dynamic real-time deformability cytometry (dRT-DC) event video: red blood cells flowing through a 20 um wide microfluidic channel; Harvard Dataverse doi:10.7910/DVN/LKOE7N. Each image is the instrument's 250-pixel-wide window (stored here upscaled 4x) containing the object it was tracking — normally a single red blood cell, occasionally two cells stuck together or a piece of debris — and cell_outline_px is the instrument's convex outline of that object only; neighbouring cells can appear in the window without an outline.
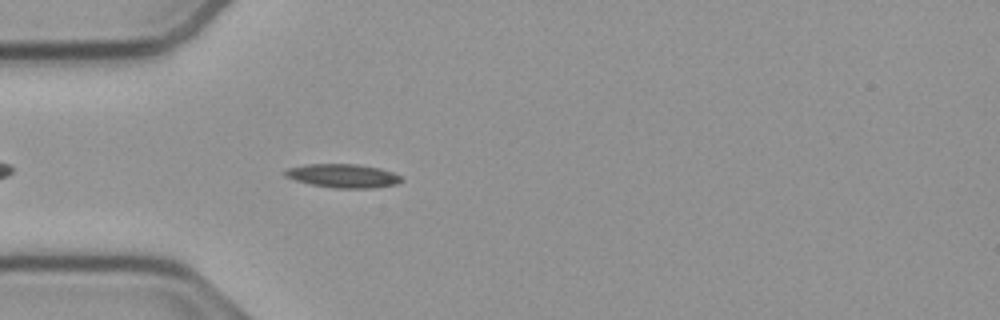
{"species": "common noctule bat (a hibernating species)", "species_latin": "Nyctalus noctula", "temperature_condition": "cold", "stored_images_in_passage": 40, "camera_frame_rate_fps": 3000, "um_per_image_px": 0.085, "animal": {"sex": "male", "body_mass_g": 23.1, "forearm_length_mm": 52.7}, "frame": {"image": 1, "passage_image": 2, "time_ms": 0.333, "image_size_px": [1000, 320], "cell_outline_px": [[404, 180], [396, 184], [372, 188], [336, 188], [312, 184], [296, 180], [284, 176], [284, 172], [288, 168], [304, 164], [356, 164], [380, 168], [404, 176]], "centroid_in_image_um": [29.2, 14.94], "position_along_channel_um": 55.8, "area_um2": 16.07}}
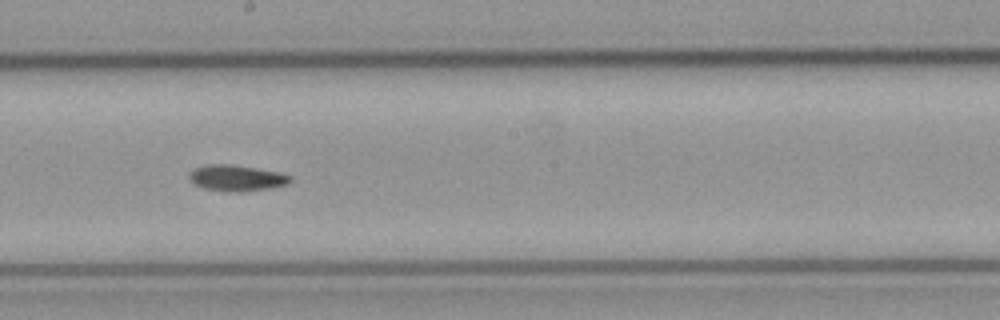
{"frame": {"image": 2, "passage_image": 16, "time_ms": 5.0, "image_size_px": [1000, 320], "cell_outline_px": [[292, 180], [288, 184], [272, 188], [240, 192], [232, 192], [204, 188], [192, 184], [188, 176], [188, 172], [192, 168], [204, 164], [232, 164], [280, 172], [292, 176]], "centroid_in_image_um": [20.08, 15.12], "position_along_channel_um": 228.1, "area_um2": 15.72}}
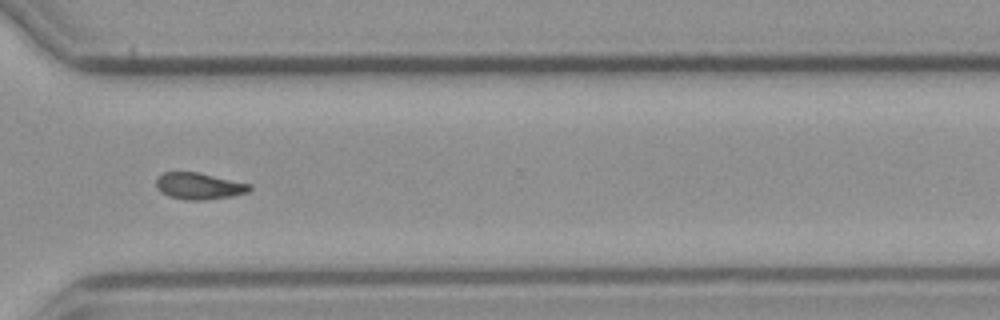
{"frame": {"image": 3, "passage_image": 26, "time_ms": 8.333, "image_size_px": [1000, 320], "cell_outline_px": [[252, 188], [248, 192], [232, 196], [204, 200], [184, 200], [168, 196], [160, 192], [156, 188], [156, 176], [164, 172], [196, 172], [252, 184]], "centroid_in_image_um": [16.89, 15.82], "position_along_channel_um": 353.7, "area_um2": 14.62}, "authors_computed_cell_mechanics": {"area_um2": 14.6234, "velocity_mm_per_s": 3.7788, "shape_relaxation_time_tau1_ms": 5.0306, "shape_relaxation_time_tau2_ms": null, "deformation_change_tau1": 0.1539, "deformation_change_tau2": null}}